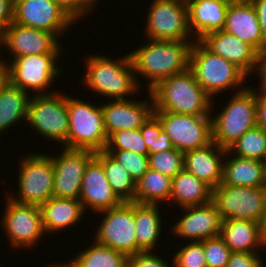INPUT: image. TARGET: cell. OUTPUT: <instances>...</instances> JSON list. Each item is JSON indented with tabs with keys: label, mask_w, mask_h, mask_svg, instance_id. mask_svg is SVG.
Listing matches in <instances>:
<instances>
[{
	"label": "cell",
	"mask_w": 266,
	"mask_h": 267,
	"mask_svg": "<svg viewBox=\"0 0 266 267\" xmlns=\"http://www.w3.org/2000/svg\"><path fill=\"white\" fill-rule=\"evenodd\" d=\"M47 265V267H61L60 265H59V263H55V264H52V265H48V263L46 264Z\"/></svg>",
	"instance_id": "f5cc1de1"
},
{
	"label": "cell",
	"mask_w": 266,
	"mask_h": 267,
	"mask_svg": "<svg viewBox=\"0 0 266 267\" xmlns=\"http://www.w3.org/2000/svg\"><path fill=\"white\" fill-rule=\"evenodd\" d=\"M95 104V105H94ZM69 130L67 148L102 151L106 149L108 135L103 121L101 104L67 94Z\"/></svg>",
	"instance_id": "52a82bcc"
},
{
	"label": "cell",
	"mask_w": 266,
	"mask_h": 267,
	"mask_svg": "<svg viewBox=\"0 0 266 267\" xmlns=\"http://www.w3.org/2000/svg\"><path fill=\"white\" fill-rule=\"evenodd\" d=\"M57 2L67 13L78 22L82 17L90 16L89 13H94L98 3L94 0H54ZM94 9V11H93ZM89 14V15H88ZM78 20V21H77Z\"/></svg>",
	"instance_id": "ab89813d"
},
{
	"label": "cell",
	"mask_w": 266,
	"mask_h": 267,
	"mask_svg": "<svg viewBox=\"0 0 266 267\" xmlns=\"http://www.w3.org/2000/svg\"><path fill=\"white\" fill-rule=\"evenodd\" d=\"M109 56L94 53L86 57V73L80 80L83 87L109 101L127 100L139 94L138 90L143 89L137 83L129 52L116 59Z\"/></svg>",
	"instance_id": "7a4b0ae2"
},
{
	"label": "cell",
	"mask_w": 266,
	"mask_h": 267,
	"mask_svg": "<svg viewBox=\"0 0 266 267\" xmlns=\"http://www.w3.org/2000/svg\"><path fill=\"white\" fill-rule=\"evenodd\" d=\"M164 259L161 255H157L156 252L146 251L140 252L135 255L127 257V267H173V259Z\"/></svg>",
	"instance_id": "60d3db41"
},
{
	"label": "cell",
	"mask_w": 266,
	"mask_h": 267,
	"mask_svg": "<svg viewBox=\"0 0 266 267\" xmlns=\"http://www.w3.org/2000/svg\"><path fill=\"white\" fill-rule=\"evenodd\" d=\"M256 99V123L266 130V81H258Z\"/></svg>",
	"instance_id": "ee69618b"
},
{
	"label": "cell",
	"mask_w": 266,
	"mask_h": 267,
	"mask_svg": "<svg viewBox=\"0 0 266 267\" xmlns=\"http://www.w3.org/2000/svg\"><path fill=\"white\" fill-rule=\"evenodd\" d=\"M175 149L170 137L167 133L162 131L160 134H156L155 149L151 153H158Z\"/></svg>",
	"instance_id": "7dc6e473"
},
{
	"label": "cell",
	"mask_w": 266,
	"mask_h": 267,
	"mask_svg": "<svg viewBox=\"0 0 266 267\" xmlns=\"http://www.w3.org/2000/svg\"><path fill=\"white\" fill-rule=\"evenodd\" d=\"M62 54L26 55L11 60L1 58L8 72V81L21 90L32 95L51 94L56 91L50 90L54 80L61 79L64 68L59 65ZM11 60V61H9ZM59 66H58V65ZM49 88V90L47 89ZM32 90V92H30Z\"/></svg>",
	"instance_id": "8992f818"
},
{
	"label": "cell",
	"mask_w": 266,
	"mask_h": 267,
	"mask_svg": "<svg viewBox=\"0 0 266 267\" xmlns=\"http://www.w3.org/2000/svg\"><path fill=\"white\" fill-rule=\"evenodd\" d=\"M40 210L44 232L49 235L69 231L70 227L82 222L86 214L79 199L52 197L40 206Z\"/></svg>",
	"instance_id": "d4e9b609"
},
{
	"label": "cell",
	"mask_w": 266,
	"mask_h": 267,
	"mask_svg": "<svg viewBox=\"0 0 266 267\" xmlns=\"http://www.w3.org/2000/svg\"><path fill=\"white\" fill-rule=\"evenodd\" d=\"M200 41L213 53L234 63L248 77L256 73L261 81L262 56L248 43L224 30L209 33Z\"/></svg>",
	"instance_id": "d6986e66"
},
{
	"label": "cell",
	"mask_w": 266,
	"mask_h": 267,
	"mask_svg": "<svg viewBox=\"0 0 266 267\" xmlns=\"http://www.w3.org/2000/svg\"><path fill=\"white\" fill-rule=\"evenodd\" d=\"M94 157L102 164L108 182L117 197L122 202H134L136 181L129 172L105 150L97 151Z\"/></svg>",
	"instance_id": "d6a6232c"
},
{
	"label": "cell",
	"mask_w": 266,
	"mask_h": 267,
	"mask_svg": "<svg viewBox=\"0 0 266 267\" xmlns=\"http://www.w3.org/2000/svg\"><path fill=\"white\" fill-rule=\"evenodd\" d=\"M228 103L211 115L212 141L220 147L228 149L246 131L257 126L256 99L257 89L246 85L231 95Z\"/></svg>",
	"instance_id": "5b68a950"
},
{
	"label": "cell",
	"mask_w": 266,
	"mask_h": 267,
	"mask_svg": "<svg viewBox=\"0 0 266 267\" xmlns=\"http://www.w3.org/2000/svg\"><path fill=\"white\" fill-rule=\"evenodd\" d=\"M261 81H266V51L262 56Z\"/></svg>",
	"instance_id": "681fc988"
},
{
	"label": "cell",
	"mask_w": 266,
	"mask_h": 267,
	"mask_svg": "<svg viewBox=\"0 0 266 267\" xmlns=\"http://www.w3.org/2000/svg\"><path fill=\"white\" fill-rule=\"evenodd\" d=\"M45 153L32 152L20 157L17 166L18 189L14 194L12 190L7 192L10 199L40 207L53 197L54 167L52 157Z\"/></svg>",
	"instance_id": "ba28073f"
},
{
	"label": "cell",
	"mask_w": 266,
	"mask_h": 267,
	"mask_svg": "<svg viewBox=\"0 0 266 267\" xmlns=\"http://www.w3.org/2000/svg\"><path fill=\"white\" fill-rule=\"evenodd\" d=\"M257 13L262 34L266 40V0H250Z\"/></svg>",
	"instance_id": "bcb514c9"
},
{
	"label": "cell",
	"mask_w": 266,
	"mask_h": 267,
	"mask_svg": "<svg viewBox=\"0 0 266 267\" xmlns=\"http://www.w3.org/2000/svg\"><path fill=\"white\" fill-rule=\"evenodd\" d=\"M146 40V43L129 52L140 88L143 83L139 77L146 80L144 88L150 91L161 80L189 68L190 50L194 41Z\"/></svg>",
	"instance_id": "6da1fadb"
},
{
	"label": "cell",
	"mask_w": 266,
	"mask_h": 267,
	"mask_svg": "<svg viewBox=\"0 0 266 267\" xmlns=\"http://www.w3.org/2000/svg\"><path fill=\"white\" fill-rule=\"evenodd\" d=\"M184 152L170 149L148 155L149 168L171 178L184 169Z\"/></svg>",
	"instance_id": "d590c367"
},
{
	"label": "cell",
	"mask_w": 266,
	"mask_h": 267,
	"mask_svg": "<svg viewBox=\"0 0 266 267\" xmlns=\"http://www.w3.org/2000/svg\"><path fill=\"white\" fill-rule=\"evenodd\" d=\"M263 230H264V234L266 236V215H265V219H264V222H263Z\"/></svg>",
	"instance_id": "816d5d0a"
},
{
	"label": "cell",
	"mask_w": 266,
	"mask_h": 267,
	"mask_svg": "<svg viewBox=\"0 0 266 267\" xmlns=\"http://www.w3.org/2000/svg\"><path fill=\"white\" fill-rule=\"evenodd\" d=\"M189 69L195 79L212 98L218 99L222 92L244 89L249 77L234 63L209 50L200 40L192 44L189 56ZM228 89V90H227ZM217 96V97H215Z\"/></svg>",
	"instance_id": "277c9868"
},
{
	"label": "cell",
	"mask_w": 266,
	"mask_h": 267,
	"mask_svg": "<svg viewBox=\"0 0 266 267\" xmlns=\"http://www.w3.org/2000/svg\"><path fill=\"white\" fill-rule=\"evenodd\" d=\"M262 255V253L232 252L225 267H266V258H262Z\"/></svg>",
	"instance_id": "b9f144b4"
},
{
	"label": "cell",
	"mask_w": 266,
	"mask_h": 267,
	"mask_svg": "<svg viewBox=\"0 0 266 267\" xmlns=\"http://www.w3.org/2000/svg\"><path fill=\"white\" fill-rule=\"evenodd\" d=\"M212 202L222 220H248L263 224L266 215V187L226 185L212 189Z\"/></svg>",
	"instance_id": "8fae6325"
},
{
	"label": "cell",
	"mask_w": 266,
	"mask_h": 267,
	"mask_svg": "<svg viewBox=\"0 0 266 267\" xmlns=\"http://www.w3.org/2000/svg\"><path fill=\"white\" fill-rule=\"evenodd\" d=\"M8 82V72L6 67L0 63V91Z\"/></svg>",
	"instance_id": "c3c4849f"
},
{
	"label": "cell",
	"mask_w": 266,
	"mask_h": 267,
	"mask_svg": "<svg viewBox=\"0 0 266 267\" xmlns=\"http://www.w3.org/2000/svg\"><path fill=\"white\" fill-rule=\"evenodd\" d=\"M31 94L13 86L9 81L0 91V135L16 123L27 122Z\"/></svg>",
	"instance_id": "f546056e"
},
{
	"label": "cell",
	"mask_w": 266,
	"mask_h": 267,
	"mask_svg": "<svg viewBox=\"0 0 266 267\" xmlns=\"http://www.w3.org/2000/svg\"><path fill=\"white\" fill-rule=\"evenodd\" d=\"M159 204L135 203V236L137 253L155 251L165 224ZM162 214V215H161ZM164 225V226H163ZM163 226V227H162ZM158 244V245H157Z\"/></svg>",
	"instance_id": "83f0119b"
},
{
	"label": "cell",
	"mask_w": 266,
	"mask_h": 267,
	"mask_svg": "<svg viewBox=\"0 0 266 267\" xmlns=\"http://www.w3.org/2000/svg\"><path fill=\"white\" fill-rule=\"evenodd\" d=\"M14 22L51 32L60 39L76 21L54 0H14Z\"/></svg>",
	"instance_id": "9a60e30c"
},
{
	"label": "cell",
	"mask_w": 266,
	"mask_h": 267,
	"mask_svg": "<svg viewBox=\"0 0 266 267\" xmlns=\"http://www.w3.org/2000/svg\"><path fill=\"white\" fill-rule=\"evenodd\" d=\"M6 197L0 227L7 237L9 247L15 248V251L18 248H35L39 242L41 243L43 236L47 235L43 229L40 207L21 204L7 195Z\"/></svg>",
	"instance_id": "7c38bea8"
},
{
	"label": "cell",
	"mask_w": 266,
	"mask_h": 267,
	"mask_svg": "<svg viewBox=\"0 0 266 267\" xmlns=\"http://www.w3.org/2000/svg\"><path fill=\"white\" fill-rule=\"evenodd\" d=\"M227 150L234 156L265 161L266 130L262 127L255 126L246 131Z\"/></svg>",
	"instance_id": "836d02e7"
},
{
	"label": "cell",
	"mask_w": 266,
	"mask_h": 267,
	"mask_svg": "<svg viewBox=\"0 0 266 267\" xmlns=\"http://www.w3.org/2000/svg\"><path fill=\"white\" fill-rule=\"evenodd\" d=\"M139 129L150 154L155 149L156 134H160L163 131L162 125L160 121L152 115Z\"/></svg>",
	"instance_id": "7bdbcfd3"
},
{
	"label": "cell",
	"mask_w": 266,
	"mask_h": 267,
	"mask_svg": "<svg viewBox=\"0 0 266 267\" xmlns=\"http://www.w3.org/2000/svg\"><path fill=\"white\" fill-rule=\"evenodd\" d=\"M67 94L58 90L51 94L31 95L28 104L27 122L46 140L67 148L69 130Z\"/></svg>",
	"instance_id": "9c48e42d"
},
{
	"label": "cell",
	"mask_w": 266,
	"mask_h": 267,
	"mask_svg": "<svg viewBox=\"0 0 266 267\" xmlns=\"http://www.w3.org/2000/svg\"><path fill=\"white\" fill-rule=\"evenodd\" d=\"M227 149L212 141L207 146L184 152V170L204 181L212 189L222 182Z\"/></svg>",
	"instance_id": "603a6c76"
},
{
	"label": "cell",
	"mask_w": 266,
	"mask_h": 267,
	"mask_svg": "<svg viewBox=\"0 0 266 267\" xmlns=\"http://www.w3.org/2000/svg\"><path fill=\"white\" fill-rule=\"evenodd\" d=\"M144 27L146 39L195 41L190 28L186 0H152ZM192 38V39H191Z\"/></svg>",
	"instance_id": "30bf717a"
},
{
	"label": "cell",
	"mask_w": 266,
	"mask_h": 267,
	"mask_svg": "<svg viewBox=\"0 0 266 267\" xmlns=\"http://www.w3.org/2000/svg\"><path fill=\"white\" fill-rule=\"evenodd\" d=\"M207 267H225L232 251L220 236L202 241Z\"/></svg>",
	"instance_id": "f35d334b"
},
{
	"label": "cell",
	"mask_w": 266,
	"mask_h": 267,
	"mask_svg": "<svg viewBox=\"0 0 266 267\" xmlns=\"http://www.w3.org/2000/svg\"><path fill=\"white\" fill-rule=\"evenodd\" d=\"M147 94L145 100L138 101L133 97L127 100H108L101 104L108 137L118 130L139 129L149 120L154 114V103L150 91Z\"/></svg>",
	"instance_id": "ffe728a7"
},
{
	"label": "cell",
	"mask_w": 266,
	"mask_h": 267,
	"mask_svg": "<svg viewBox=\"0 0 266 267\" xmlns=\"http://www.w3.org/2000/svg\"><path fill=\"white\" fill-rule=\"evenodd\" d=\"M189 28L195 40L223 29L228 5L219 0H186Z\"/></svg>",
	"instance_id": "484cf974"
},
{
	"label": "cell",
	"mask_w": 266,
	"mask_h": 267,
	"mask_svg": "<svg viewBox=\"0 0 266 267\" xmlns=\"http://www.w3.org/2000/svg\"><path fill=\"white\" fill-rule=\"evenodd\" d=\"M79 201L88 214L89 210H93L94 214L118 207L123 203L114 193L102 164L95 157L85 168Z\"/></svg>",
	"instance_id": "44dd1931"
},
{
	"label": "cell",
	"mask_w": 266,
	"mask_h": 267,
	"mask_svg": "<svg viewBox=\"0 0 266 267\" xmlns=\"http://www.w3.org/2000/svg\"><path fill=\"white\" fill-rule=\"evenodd\" d=\"M162 130L168 134L175 149L186 152L212 142L211 116L185 115L173 112H154Z\"/></svg>",
	"instance_id": "5bb4252c"
},
{
	"label": "cell",
	"mask_w": 266,
	"mask_h": 267,
	"mask_svg": "<svg viewBox=\"0 0 266 267\" xmlns=\"http://www.w3.org/2000/svg\"><path fill=\"white\" fill-rule=\"evenodd\" d=\"M93 242V243H92ZM88 247L76 253L69 262L59 264L61 267H127V256L112 248L97 244L94 240Z\"/></svg>",
	"instance_id": "1f68e13d"
},
{
	"label": "cell",
	"mask_w": 266,
	"mask_h": 267,
	"mask_svg": "<svg viewBox=\"0 0 266 267\" xmlns=\"http://www.w3.org/2000/svg\"><path fill=\"white\" fill-rule=\"evenodd\" d=\"M101 222L96 226L94 240L97 244L112 248L127 257L137 254L135 236V202H123L120 206L98 213Z\"/></svg>",
	"instance_id": "4fadbf2b"
},
{
	"label": "cell",
	"mask_w": 266,
	"mask_h": 267,
	"mask_svg": "<svg viewBox=\"0 0 266 267\" xmlns=\"http://www.w3.org/2000/svg\"><path fill=\"white\" fill-rule=\"evenodd\" d=\"M219 1L225 3L226 5H230V4L240 2L241 0H219Z\"/></svg>",
	"instance_id": "f907efd6"
},
{
	"label": "cell",
	"mask_w": 266,
	"mask_h": 267,
	"mask_svg": "<svg viewBox=\"0 0 266 267\" xmlns=\"http://www.w3.org/2000/svg\"><path fill=\"white\" fill-rule=\"evenodd\" d=\"M173 257V267H207L202 241L183 242ZM185 245V246H184Z\"/></svg>",
	"instance_id": "8d00e7d4"
},
{
	"label": "cell",
	"mask_w": 266,
	"mask_h": 267,
	"mask_svg": "<svg viewBox=\"0 0 266 267\" xmlns=\"http://www.w3.org/2000/svg\"><path fill=\"white\" fill-rule=\"evenodd\" d=\"M62 41L53 33L12 22L2 33L0 54L14 58L26 55L62 54ZM5 49L1 51V49Z\"/></svg>",
	"instance_id": "2e32d148"
},
{
	"label": "cell",
	"mask_w": 266,
	"mask_h": 267,
	"mask_svg": "<svg viewBox=\"0 0 266 267\" xmlns=\"http://www.w3.org/2000/svg\"><path fill=\"white\" fill-rule=\"evenodd\" d=\"M14 22V0H0V33Z\"/></svg>",
	"instance_id": "f6af8a7d"
},
{
	"label": "cell",
	"mask_w": 266,
	"mask_h": 267,
	"mask_svg": "<svg viewBox=\"0 0 266 267\" xmlns=\"http://www.w3.org/2000/svg\"><path fill=\"white\" fill-rule=\"evenodd\" d=\"M150 93L154 112L211 116L215 109L216 102L204 91L189 68L161 80Z\"/></svg>",
	"instance_id": "3957f363"
},
{
	"label": "cell",
	"mask_w": 266,
	"mask_h": 267,
	"mask_svg": "<svg viewBox=\"0 0 266 267\" xmlns=\"http://www.w3.org/2000/svg\"><path fill=\"white\" fill-rule=\"evenodd\" d=\"M251 45L261 56L266 51V40L261 31L257 13L250 0L228 5L223 29Z\"/></svg>",
	"instance_id": "7402d4cb"
},
{
	"label": "cell",
	"mask_w": 266,
	"mask_h": 267,
	"mask_svg": "<svg viewBox=\"0 0 266 267\" xmlns=\"http://www.w3.org/2000/svg\"><path fill=\"white\" fill-rule=\"evenodd\" d=\"M219 236L232 252L264 254L266 236L261 223L236 219L222 220Z\"/></svg>",
	"instance_id": "cb8c5ba5"
},
{
	"label": "cell",
	"mask_w": 266,
	"mask_h": 267,
	"mask_svg": "<svg viewBox=\"0 0 266 267\" xmlns=\"http://www.w3.org/2000/svg\"><path fill=\"white\" fill-rule=\"evenodd\" d=\"M116 159L130 176L137 182L148 170V156L130 150H105Z\"/></svg>",
	"instance_id": "74e56055"
},
{
	"label": "cell",
	"mask_w": 266,
	"mask_h": 267,
	"mask_svg": "<svg viewBox=\"0 0 266 267\" xmlns=\"http://www.w3.org/2000/svg\"><path fill=\"white\" fill-rule=\"evenodd\" d=\"M222 183L242 187H266L265 162L234 156L227 150L223 162Z\"/></svg>",
	"instance_id": "4316f807"
},
{
	"label": "cell",
	"mask_w": 266,
	"mask_h": 267,
	"mask_svg": "<svg viewBox=\"0 0 266 267\" xmlns=\"http://www.w3.org/2000/svg\"><path fill=\"white\" fill-rule=\"evenodd\" d=\"M105 150H130L140 155H149L140 129L115 131L109 137Z\"/></svg>",
	"instance_id": "e575fe53"
},
{
	"label": "cell",
	"mask_w": 266,
	"mask_h": 267,
	"mask_svg": "<svg viewBox=\"0 0 266 267\" xmlns=\"http://www.w3.org/2000/svg\"><path fill=\"white\" fill-rule=\"evenodd\" d=\"M61 149V153L50 155L54 167L53 197L79 199L85 168L96 152L89 149Z\"/></svg>",
	"instance_id": "e0dca14e"
},
{
	"label": "cell",
	"mask_w": 266,
	"mask_h": 267,
	"mask_svg": "<svg viewBox=\"0 0 266 267\" xmlns=\"http://www.w3.org/2000/svg\"><path fill=\"white\" fill-rule=\"evenodd\" d=\"M171 207L200 206L212 201V188L192 173L182 170L172 178ZM173 203V205H172Z\"/></svg>",
	"instance_id": "f1b7e54d"
},
{
	"label": "cell",
	"mask_w": 266,
	"mask_h": 267,
	"mask_svg": "<svg viewBox=\"0 0 266 267\" xmlns=\"http://www.w3.org/2000/svg\"><path fill=\"white\" fill-rule=\"evenodd\" d=\"M180 211L178 213H183L170 227L171 236L180 237L186 242L203 241L219 236L222 219L212 201L200 206L184 207Z\"/></svg>",
	"instance_id": "ac0fdd59"
},
{
	"label": "cell",
	"mask_w": 266,
	"mask_h": 267,
	"mask_svg": "<svg viewBox=\"0 0 266 267\" xmlns=\"http://www.w3.org/2000/svg\"><path fill=\"white\" fill-rule=\"evenodd\" d=\"M172 178L148 168L136 182L135 203L168 204L171 196Z\"/></svg>",
	"instance_id": "4dcf8cb0"
}]
</instances>
